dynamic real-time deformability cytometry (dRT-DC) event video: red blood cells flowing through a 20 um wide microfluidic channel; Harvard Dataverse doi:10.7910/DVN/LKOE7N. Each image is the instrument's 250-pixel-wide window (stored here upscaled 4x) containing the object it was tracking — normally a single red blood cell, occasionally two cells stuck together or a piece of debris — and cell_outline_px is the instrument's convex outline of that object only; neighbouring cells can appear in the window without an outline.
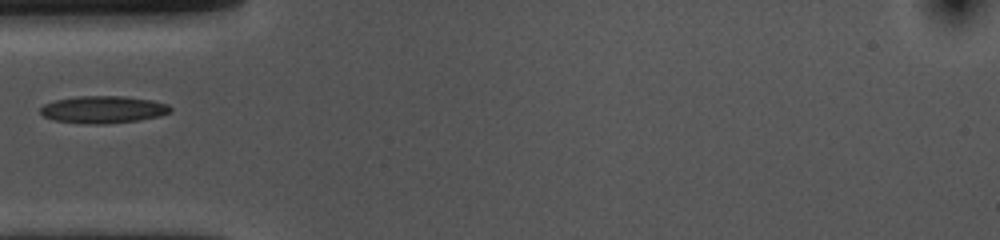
{"species": "common noctule bat (a hibernating species)", "species_latin": "Nyctalus noctula", "temperature_condition": "cold", "stored_images_in_passage": 39, "camera_frame_rate_fps": 3000, "um_per_image_px": 0.085, "animal": {"sex": "female", "body_mass_g": 10.0, "forearm_length_mm": 53.1}, "frame": {"image": 1, "passage_image": 1, "time_ms": 0.0, "image_size_px": [1000, 240], "cell_outline_px": [[172, 112], [160, 116], [140, 120], [104, 124], [88, 124], [52, 120], [44, 116], [40, 112], [40, 108], [44, 104], [56, 100], [76, 96], [124, 96], [152, 100], [168, 104], [172, 108]], "centroid_in_image_um": [8.79, 9.31], "position_along_channel_um": 76.2, "area_um2": 20.81}}
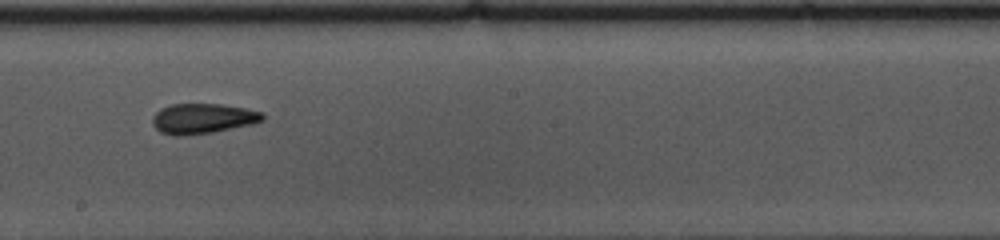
{"frame": {"image": 2, "passage_image": 14, "time_ms": 4.333, "image_size_px": [1000, 240], "cell_outline_px": [[264, 120], [252, 124], [212, 132], [180, 136], [176, 136], [160, 132], [152, 124], [152, 116], [160, 108], [172, 104], [220, 104], [244, 108], [264, 112]], "centroid_in_image_um": [17.22, 10.07], "position_along_channel_um": 231.0, "area_um2": 19.36}}
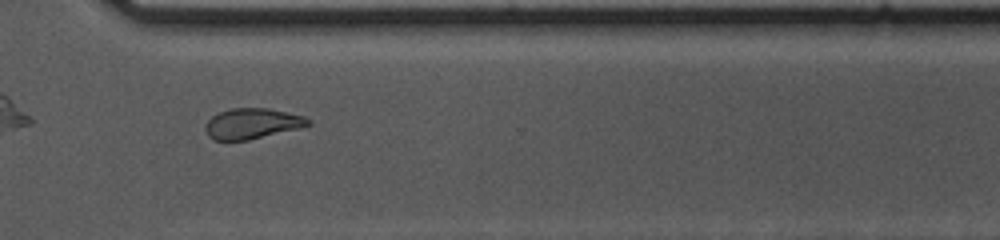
{"frame": {"image": 3, "passage_image": 24, "time_ms": 7.667, "image_size_px": [1000, 240], "cell_outline_px": [[312, 124], [248, 140], [212, 140], [208, 136], [204, 128], [204, 124], [212, 116], [220, 112], [232, 108], [268, 108], [304, 116], [312, 120]], "centroid_in_image_um": [21.39, 10.5], "position_along_channel_um": 349.2, "area_um2": 18.15}}